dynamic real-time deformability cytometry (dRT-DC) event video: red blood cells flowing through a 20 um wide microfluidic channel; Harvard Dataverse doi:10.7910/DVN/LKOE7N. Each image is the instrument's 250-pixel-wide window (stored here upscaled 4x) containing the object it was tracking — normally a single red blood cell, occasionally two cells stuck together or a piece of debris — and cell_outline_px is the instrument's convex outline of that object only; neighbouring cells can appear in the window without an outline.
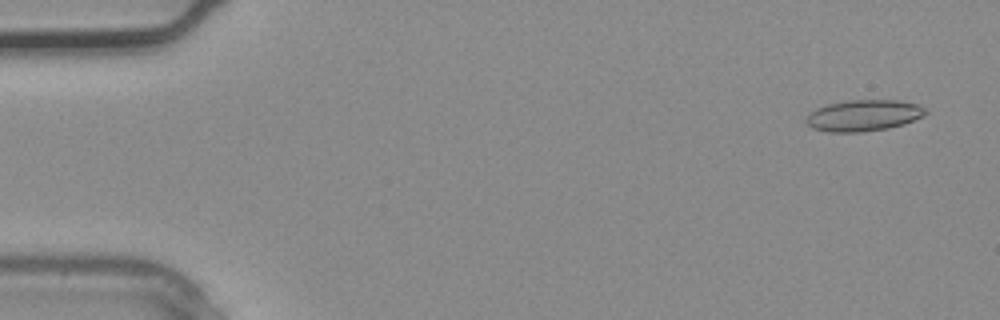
{"species": "common noctule bat (a hibernating species)", "species_latin": "Nyctalus noctula", "temperature_condition": "warm", "stored_images_in_passage": 2, "camera_frame_rate_fps": 3000, "um_per_image_px": 0.085, "animal": {"sex": "male", "body_mass_g": 20.4}, "frame": {"image": 1, "passage_image": 1, "time_ms": 0.0, "image_size_px": [1000, 320], "cell_outline_px": [[928, 112], [924, 116], [904, 124], [888, 128], [860, 132], [828, 132], [812, 128], [804, 120], [808, 112], [816, 108], [828, 104], [848, 100], [896, 100], [920, 104]], "centroid_in_image_um": [73.39, 9.81], "position_along_channel_um": 11.6, "area_um2": 21.96}}
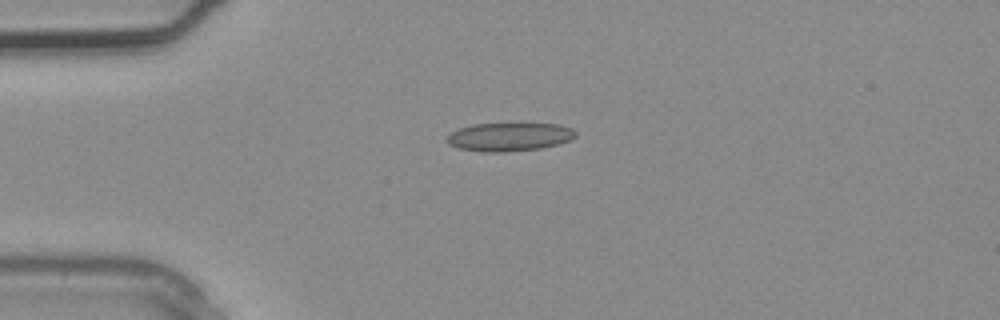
{"frame": {"image": 2, "passage_image": 2, "time_ms": 0.333, "image_size_px": [1000, 320], "cell_outline_px": [[576, 136], [568, 140], [556, 144], [540, 148], [504, 152], [484, 152], [460, 148], [448, 144], [448, 136], [452, 132], [460, 128], [472, 124], [520, 120], [560, 124], [572, 128], [576, 132]], "centroid_in_image_um": [43.34, 11.56], "position_along_channel_um": 41.7, "area_um2": 22.25}}